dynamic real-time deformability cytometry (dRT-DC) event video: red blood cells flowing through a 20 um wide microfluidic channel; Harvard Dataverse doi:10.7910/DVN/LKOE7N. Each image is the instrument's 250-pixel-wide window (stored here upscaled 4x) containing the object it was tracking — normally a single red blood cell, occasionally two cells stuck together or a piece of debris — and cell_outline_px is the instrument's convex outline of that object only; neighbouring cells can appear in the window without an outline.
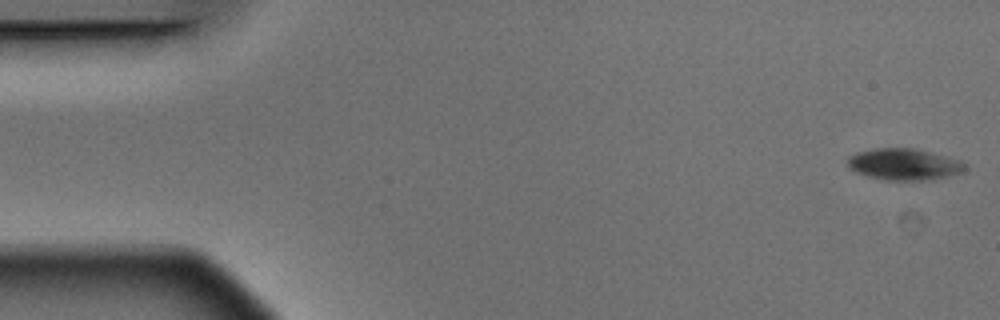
{"species": "Egyptian fruit bat (a non-hibernating species)", "species_latin": "Rousettus aegyptiacus", "temperature_condition": "warm", "stored_images_in_passage": 6, "camera_frame_rate_fps": 3000, "um_per_image_px": 0.085, "animal": {"sex": "male"}, "frame": {"image": 1, "passage_image": 1, "time_ms": 0.0, "image_size_px": [1000, 320], "cell_outline_px": [[964, 168], [960, 172], [948, 176], [928, 180], [888, 180], [868, 176], [856, 172], [848, 168], [848, 156], [856, 152], [872, 148], [916, 148], [960, 160], [964, 164]], "centroid_in_image_um": [76.79, 13.95], "position_along_channel_um": 8.2, "area_um2": 21.44}}
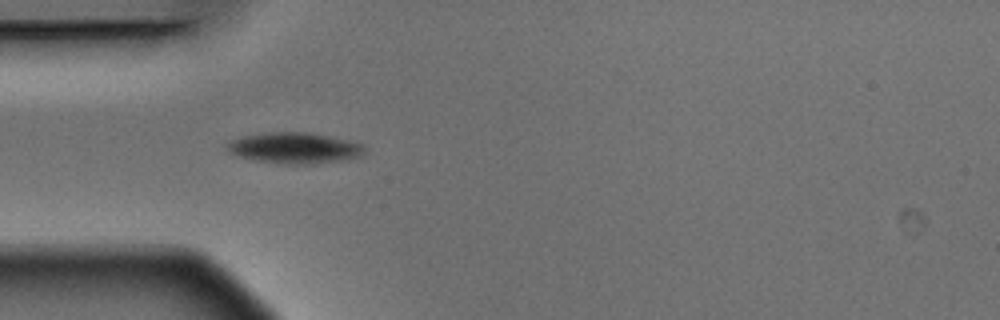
{"frame": {"image": 2, "passage_image": 5, "time_ms": 1.333, "image_size_px": [1000, 320], "cell_outline_px": [[364, 156], [344, 160], [312, 164], [284, 164], [256, 160], [240, 156], [228, 152], [224, 144], [232, 140], [244, 136], [268, 132], [308, 132], [348, 140], [364, 144]], "centroid_in_image_um": [25.06, 12.58], "position_along_channel_um": 59.9, "area_um2": 24.85}}
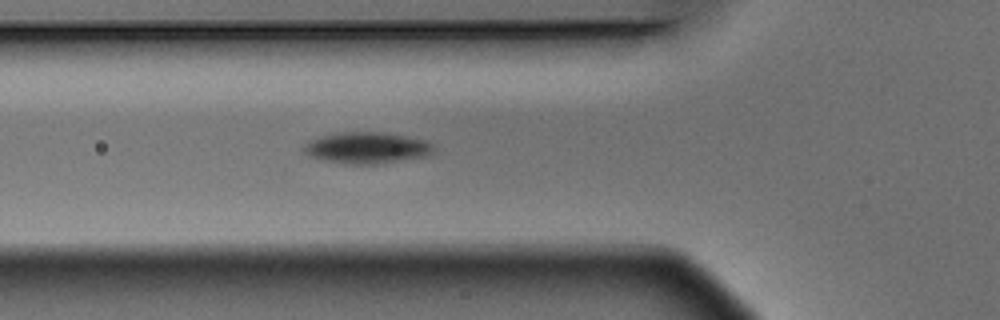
{"frame": {"image": 3, "passage_image": 6, "time_ms": 1.667, "image_size_px": [1000, 320], "cell_outline_px": [[436, 148], [432, 156], [384, 164], [344, 164], [320, 160], [308, 156], [300, 148], [308, 140], [336, 132], [384, 132], [428, 140], [436, 144]], "centroid_in_image_um": [31.24, 12.58], "position_along_channel_um": 94.6, "area_um2": 24.8}}